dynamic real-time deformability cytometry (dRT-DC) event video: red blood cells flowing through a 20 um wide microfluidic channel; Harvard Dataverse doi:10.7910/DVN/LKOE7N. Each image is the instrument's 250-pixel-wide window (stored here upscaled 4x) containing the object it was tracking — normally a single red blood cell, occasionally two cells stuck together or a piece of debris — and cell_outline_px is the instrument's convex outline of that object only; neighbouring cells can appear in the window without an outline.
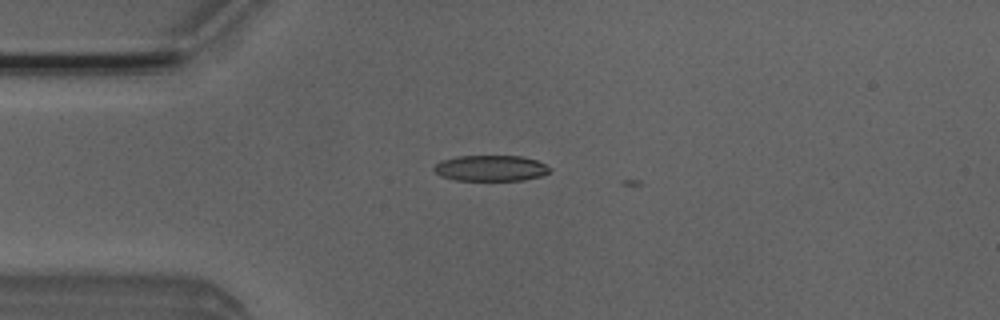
{"species": "Egyptian fruit bat (a non-hibernating species)", "species_latin": "Rousettus aegyptiacus", "temperature_condition": "room temperature", "stored_images_in_passage": 2, "camera_frame_rate_fps": 3000, "um_per_image_px": 0.085, "animal": {"sex": "male"}, "frame": {"image": 1, "passage_image": 1, "time_ms": 0.0, "image_size_px": [1000, 320], "cell_outline_px": [[552, 168], [544, 176], [524, 180], [456, 180], [440, 176], [432, 168], [440, 160], [456, 156], [520, 156], [536, 160]], "centroid_in_image_um": [41.71, 14.29], "position_along_channel_um": 43.3, "area_um2": 17.51}}